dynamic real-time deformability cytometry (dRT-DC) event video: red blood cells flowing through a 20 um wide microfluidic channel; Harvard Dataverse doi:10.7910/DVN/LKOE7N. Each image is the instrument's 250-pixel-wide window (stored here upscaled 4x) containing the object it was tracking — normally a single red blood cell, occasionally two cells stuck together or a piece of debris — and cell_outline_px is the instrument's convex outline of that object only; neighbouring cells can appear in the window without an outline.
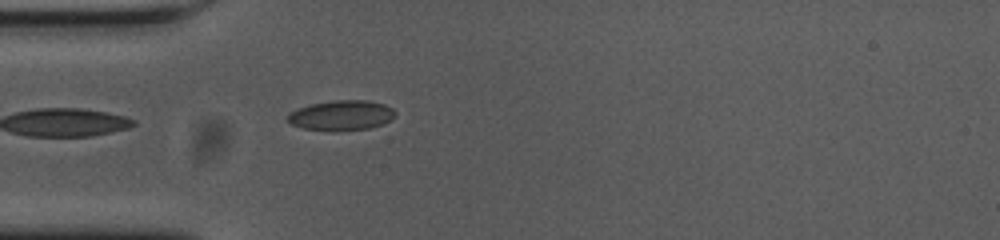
{"species": "common noctule bat (a hibernating species)", "species_latin": "Nyctalus noctula", "temperature_condition": "cold", "stored_images_in_passage": 41, "camera_frame_rate_fps": 3000, "um_per_image_px": 0.085, "animal": {"sex": "female", "body_mass_g": 23.0, "forearm_length_mm": 53.4}, "frame": {"image": 1, "passage_image": 1, "time_ms": 0.0, "image_size_px": [1000, 240], "cell_outline_px": [[396, 116], [384, 124], [368, 128], [304, 128], [292, 124], [288, 120], [288, 112], [312, 104], [336, 100], [368, 100], [384, 104], [392, 108], [396, 112]], "centroid_in_image_um": [29.09, 9.75], "position_along_channel_um": 55.9, "area_um2": 17.98}}
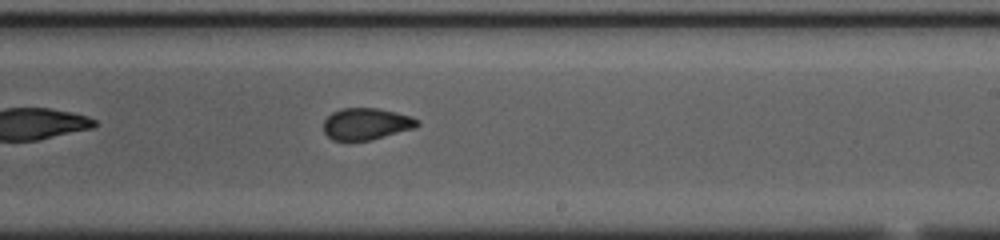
{"frame": {"image": 2, "passage_image": 18, "time_ms": 5.667, "image_size_px": [1000, 240], "cell_outline_px": [[420, 124], [416, 128], [372, 140], [332, 140], [324, 132], [324, 120], [332, 112], [340, 108], [376, 108], [396, 112], [412, 116], [420, 120]], "centroid_in_image_um": [31.17, 10.53], "position_along_channel_um": 257.8, "area_um2": 17.51}}
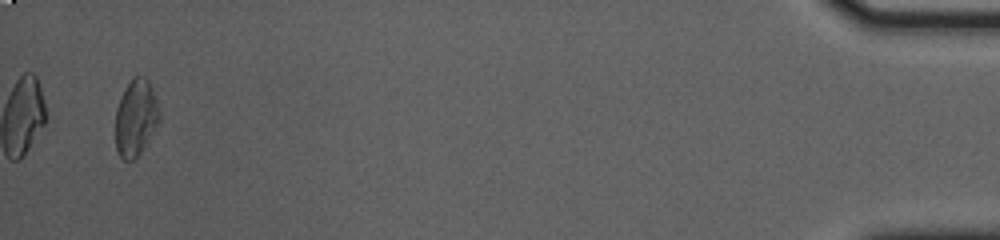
{"frame": {"image": 3, "passage_image": 39, "time_ms": 12.667, "image_size_px": [1000, 240], "cell_outline_px": [[160, 116], [156, 124], [140, 152], [132, 160], [124, 160], [120, 156], [116, 148], [116, 108], [120, 96], [124, 88], [132, 76], [144, 76], [148, 80], [152, 88], [160, 112]], "centroid_in_image_um": [11.51, 9.95], "position_along_channel_um": 423.7, "area_um2": 19.25}, "authors_computed_cell_mechanics": {"area_um2": 18.1492, "velocity_mm_per_s": 3.6356, "shape_relaxation_time_tau1_ms": null, "shape_relaxation_time_tau2_ms": 1.5747, "deformation_change_tau1": null, "deformation_change_tau2": 0.0606}}